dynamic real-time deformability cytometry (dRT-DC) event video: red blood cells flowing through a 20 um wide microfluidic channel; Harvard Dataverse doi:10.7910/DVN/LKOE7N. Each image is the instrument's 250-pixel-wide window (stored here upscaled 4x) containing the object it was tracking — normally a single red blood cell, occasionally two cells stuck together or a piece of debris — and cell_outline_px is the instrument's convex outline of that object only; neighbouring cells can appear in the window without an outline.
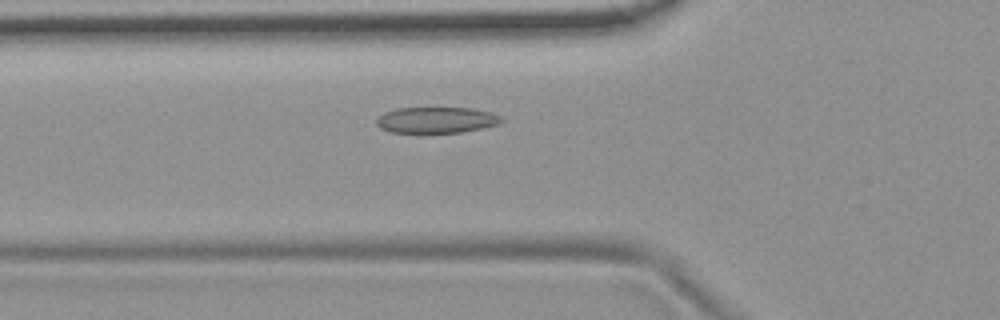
{"species": "common noctule bat (a hibernating species)", "species_latin": "Nyctalus noctula", "temperature_condition": "room temperature", "stored_images_in_passage": 50, "camera_frame_rate_fps": 3000, "um_per_image_px": 0.085, "animal": {"sex": "female", "body_mass_g": 19.9}, "frame": {"image": 1, "passage_image": 15, "time_ms": 4.667, "image_size_px": [1000, 320], "cell_outline_px": [[504, 120], [500, 124], [464, 132], [392, 132], [380, 128], [376, 124], [376, 116], [384, 112], [396, 108], [472, 108], [492, 112], [500, 116]], "centroid_in_image_um": [37.1, 10.19], "position_along_channel_um": 88.7, "area_um2": 19.07}}
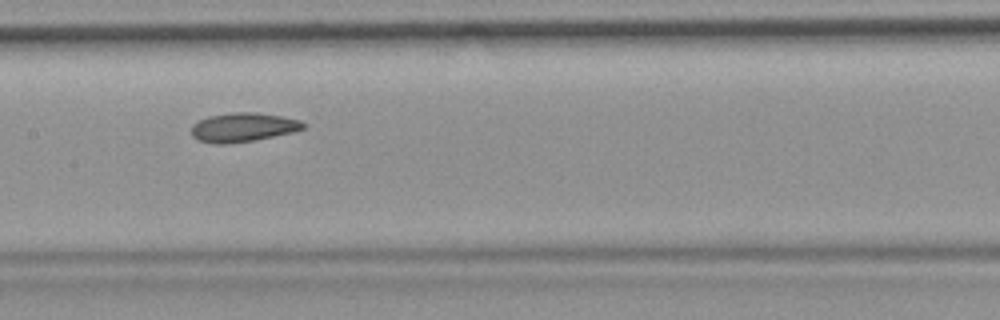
{"frame": {"image": 2, "passage_image": 23, "time_ms": 7.333, "image_size_px": [1000, 320], "cell_outline_px": [[308, 124], [304, 128], [292, 132], [252, 140], [224, 144], [216, 144], [196, 140], [192, 136], [192, 124], [196, 120], [208, 116], [232, 112], [256, 112], [284, 116], [300, 120]], "centroid_in_image_um": [20.64, 10.8], "position_along_channel_um": 186.8, "area_um2": 19.07}}
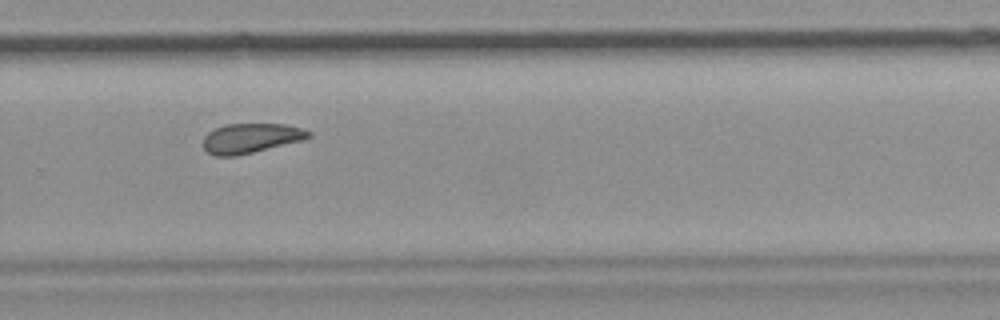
{"frame": {"image": 3, "passage_image": 33, "time_ms": 10.667, "image_size_px": [1000, 320], "cell_outline_px": [[312, 136], [304, 140], [236, 156], [216, 156], [208, 152], [204, 148], [204, 136], [208, 132], [224, 124], [284, 124], [300, 128], [312, 132]], "centroid_in_image_um": [21.34, 11.74], "position_along_channel_um": 308.5, "area_um2": 18.21}, "authors_computed_cell_mechanics": {"area_um2": 19.1607, "velocity_mm_per_s": 3.6655, "shape_relaxation_time_tau1_ms": null, "shape_relaxation_time_tau2_ms": 4.2866, "deformation_change_tau1": null, "deformation_change_tau2": 0.0985}}